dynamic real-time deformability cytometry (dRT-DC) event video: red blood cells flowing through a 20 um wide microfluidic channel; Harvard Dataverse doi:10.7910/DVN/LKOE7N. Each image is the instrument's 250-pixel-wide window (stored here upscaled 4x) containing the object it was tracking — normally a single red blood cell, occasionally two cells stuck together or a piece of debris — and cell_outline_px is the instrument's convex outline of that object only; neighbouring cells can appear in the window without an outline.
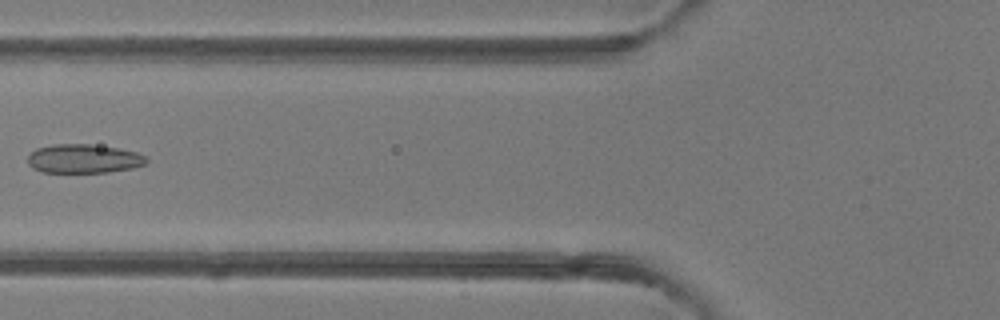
{"species": "common noctule bat (a hibernating species)", "species_latin": "Nyctalus noctula", "temperature_condition": "room temperature", "stored_images_in_passage": 7, "camera_frame_rate_fps": 3000, "um_per_image_px": 0.085, "animal": {"sex": "female"}, "frame": {"image": 1, "passage_image": 6, "time_ms": 6.0, "image_size_px": [1000, 320], "cell_outline_px": [[148, 164], [132, 168], [108, 172], [40, 172], [32, 168], [28, 164], [28, 156], [36, 148], [52, 144], [88, 144], [120, 148], [136, 152], [148, 156]], "centroid_in_image_um": [7.14, 13.49], "position_along_channel_um": 118.7, "area_um2": 20.23}}
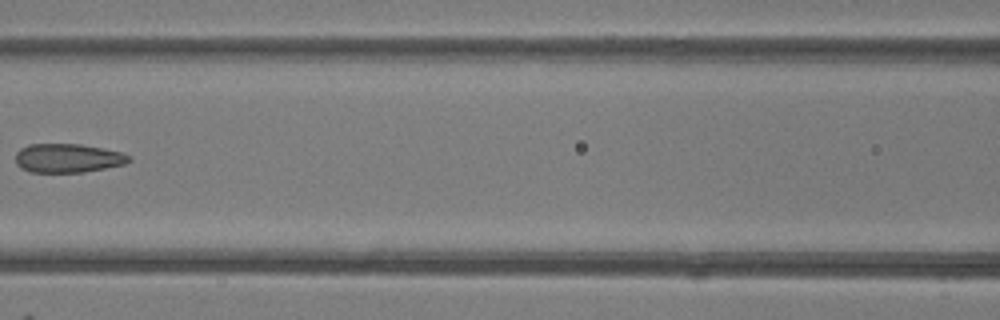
{"frame": {"image": 2, "passage_image": 7, "time_ms": 7.0, "image_size_px": [1000, 320], "cell_outline_px": [[132, 160], [124, 164], [84, 172], [32, 172], [20, 168], [16, 164], [16, 152], [20, 148], [28, 144], [80, 144], [120, 152], [128, 156]], "centroid_in_image_um": [5.71, 13.44], "position_along_channel_um": 160.9, "area_um2": 18.96}}